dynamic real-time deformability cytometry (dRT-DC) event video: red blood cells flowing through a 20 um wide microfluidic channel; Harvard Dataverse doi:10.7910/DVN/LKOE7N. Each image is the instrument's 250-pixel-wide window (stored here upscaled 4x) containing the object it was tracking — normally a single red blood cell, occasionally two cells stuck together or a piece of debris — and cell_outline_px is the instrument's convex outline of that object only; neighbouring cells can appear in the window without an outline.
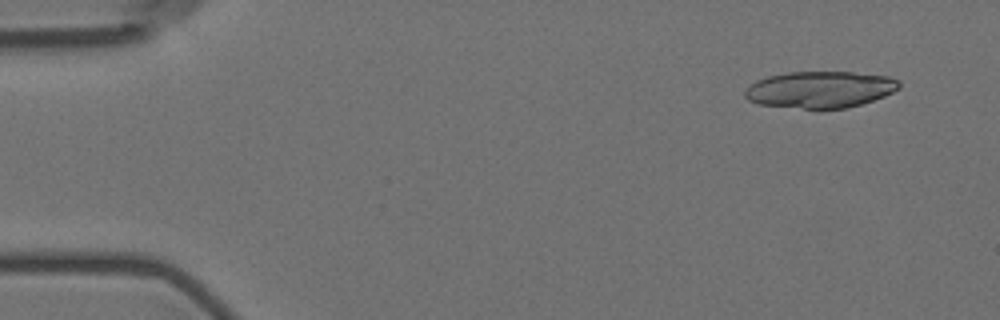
{"species": "Egyptian fruit bat (a non-hibernating species)", "species_latin": "Rousettus aegyptiacus", "temperature_condition": "room temperature", "stored_images_in_passage": 6, "camera_frame_rate_fps": 3000, "um_per_image_px": 0.085, "animal": {"sex": "female"}, "frame": {"image": 1, "passage_image": 2, "time_ms": 1.0, "image_size_px": [1000, 320], "cell_outline_px": [[900, 88], [884, 96], [860, 104], [844, 108], [804, 108], [760, 104], [748, 100], [744, 96], [744, 92], [756, 80], [768, 76], [788, 72], [852, 72], [888, 76], [900, 80]], "centroid_in_image_um": [69.73, 7.59], "position_along_channel_um": 15.3, "area_um2": 32.6}}
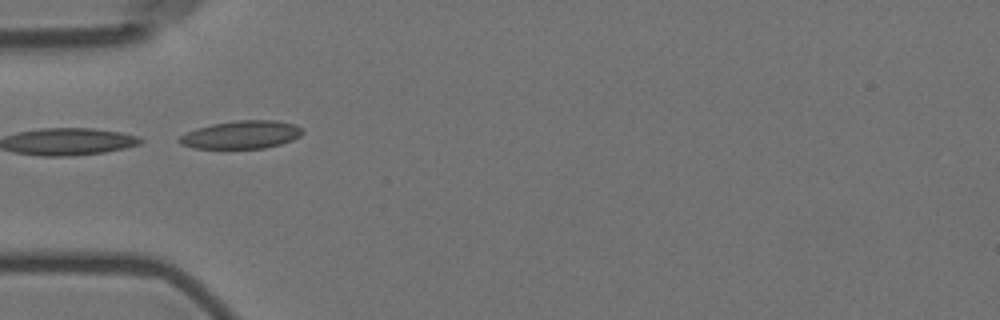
{"frame": {"image": 2, "passage_image": 5, "time_ms": 5.667, "image_size_px": [1000, 320], "cell_outline_px": [[304, 132], [300, 136], [292, 140], [280, 144], [264, 148], [192, 148], [180, 144], [176, 140], [180, 136], [196, 128], [212, 124], [236, 120], [276, 120], [296, 124], [304, 128]], "centroid_in_image_um": [20.54, 11.44], "position_along_channel_um": 64.5, "area_um2": 20.23}}